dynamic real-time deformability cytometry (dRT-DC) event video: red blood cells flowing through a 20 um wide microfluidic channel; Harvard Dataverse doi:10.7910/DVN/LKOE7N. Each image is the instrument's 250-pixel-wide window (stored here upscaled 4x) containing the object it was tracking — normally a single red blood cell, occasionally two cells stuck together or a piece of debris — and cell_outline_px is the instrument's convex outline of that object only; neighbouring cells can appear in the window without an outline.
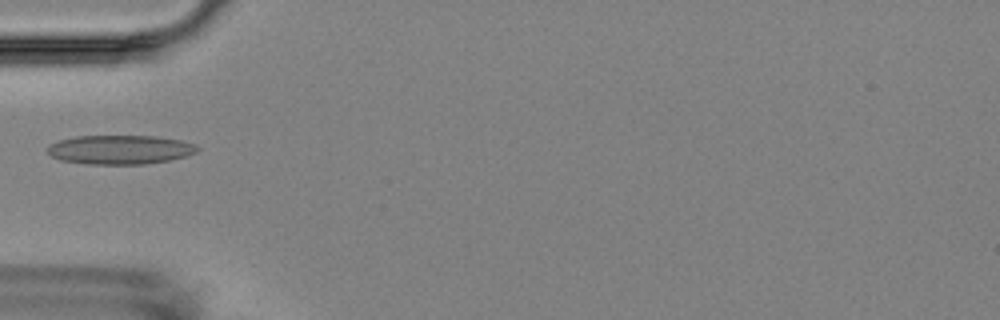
{"species": "Egyptian fruit bat (a non-hibernating species)", "species_latin": "Rousettus aegyptiacus", "temperature_condition": "room temperature", "stored_images_in_passage": 4, "camera_frame_rate_fps": 3000, "um_per_image_px": 0.085, "animal": {"sex": "female"}, "frame": {"image": 1, "passage_image": 1, "time_ms": 0.0, "image_size_px": [1000, 320], "cell_outline_px": [[200, 148], [196, 152], [184, 156], [168, 160], [144, 164], [84, 164], [60, 160], [52, 156], [48, 152], [48, 144], [60, 140], [76, 136], [156, 136], [180, 140], [196, 144]], "centroid_in_image_um": [10.19, 12.72], "position_along_channel_um": 74.8, "area_um2": 25.37}}
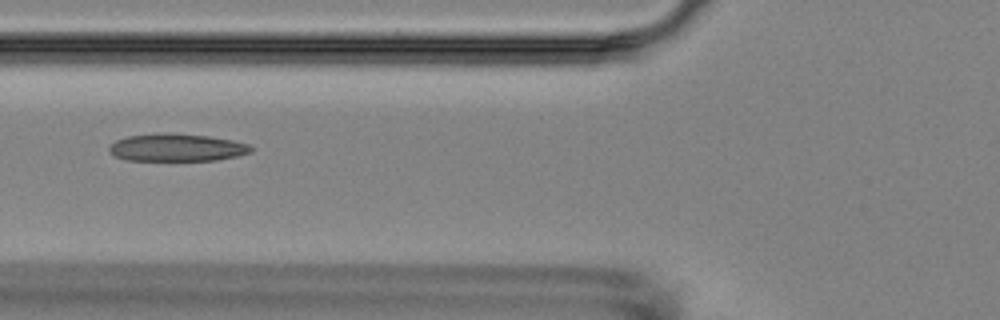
{"frame": {"image": 2, "passage_image": 2, "time_ms": 1.0, "image_size_px": [1000, 320], "cell_outline_px": [[252, 152], [236, 156], [216, 160], [128, 160], [116, 156], [108, 148], [116, 140], [128, 136], [160, 132], [164, 132], [208, 136], [232, 140], [248, 144], [252, 148]], "centroid_in_image_um": [15.04, 12.53], "position_along_channel_um": 110.8, "area_um2": 22.6}}
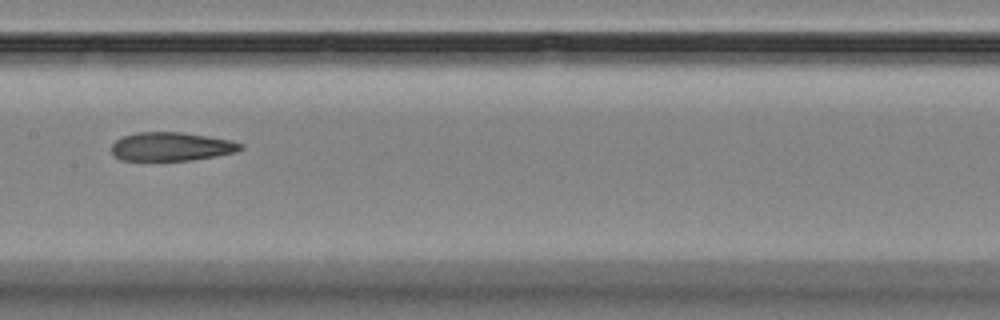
{"frame": {"image": 3, "passage_image": 4, "time_ms": 3.333, "image_size_px": [1000, 320], "cell_outline_px": [[244, 148], [236, 152], [216, 156], [192, 160], [120, 160], [112, 156], [112, 144], [116, 140], [124, 136], [136, 132], [180, 132], [208, 136], [232, 140], [244, 144]], "centroid_in_image_um": [14.58, 12.46], "position_along_channel_um": 192.8, "area_um2": 21.68}}